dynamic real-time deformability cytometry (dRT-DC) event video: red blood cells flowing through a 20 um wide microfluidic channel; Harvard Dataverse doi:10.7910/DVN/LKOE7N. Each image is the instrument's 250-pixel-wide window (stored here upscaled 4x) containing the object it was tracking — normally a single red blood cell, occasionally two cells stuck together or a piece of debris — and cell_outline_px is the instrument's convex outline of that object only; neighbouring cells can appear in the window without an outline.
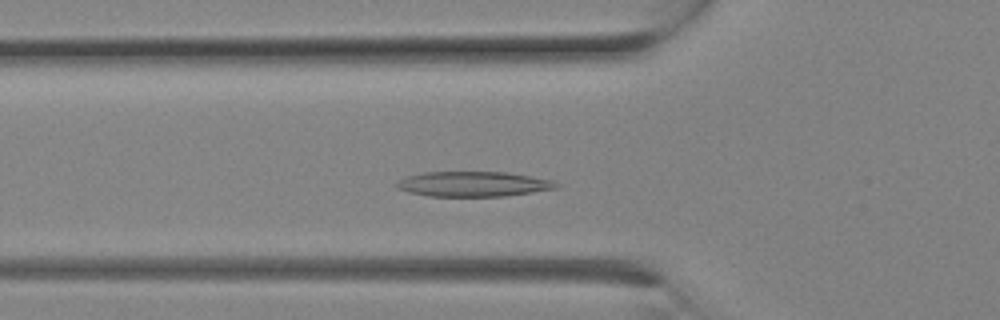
{"species": "Egyptian fruit bat (a non-hibernating species)", "species_latin": "Rousettus aegyptiacus", "temperature_condition": "room temperature", "stored_images_in_passage": 8, "camera_frame_rate_fps": 3000, "um_per_image_px": 0.085, "animal": {"sex": "female"}, "frame": {"image": 1, "passage_image": 6, "time_ms": 1.667, "image_size_px": [1000, 320], "cell_outline_px": [[560, 188], [504, 196], [428, 196], [408, 192], [396, 188], [396, 184], [400, 180], [408, 176], [424, 172], [504, 172], [552, 180], [560, 184]], "centroid_in_image_um": [40.24, 15.65], "position_along_channel_um": 85.6, "area_um2": 23.18}}
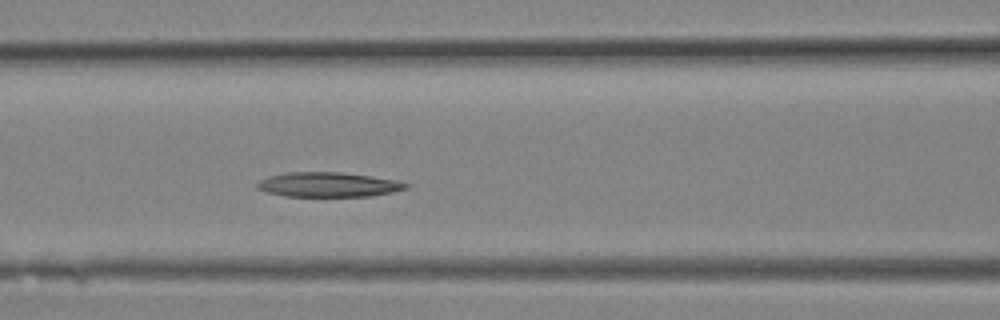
{"frame": {"image": 2, "passage_image": 8, "time_ms": 2.333, "image_size_px": [1000, 320], "cell_outline_px": [[412, 184], [408, 188], [392, 192], [368, 196], [284, 196], [264, 192], [256, 188], [256, 184], [260, 180], [268, 176], [288, 172], [340, 172], [400, 180]], "centroid_in_image_um": [27.91, 15.69], "position_along_channel_um": 138.7, "area_um2": 21.56}}